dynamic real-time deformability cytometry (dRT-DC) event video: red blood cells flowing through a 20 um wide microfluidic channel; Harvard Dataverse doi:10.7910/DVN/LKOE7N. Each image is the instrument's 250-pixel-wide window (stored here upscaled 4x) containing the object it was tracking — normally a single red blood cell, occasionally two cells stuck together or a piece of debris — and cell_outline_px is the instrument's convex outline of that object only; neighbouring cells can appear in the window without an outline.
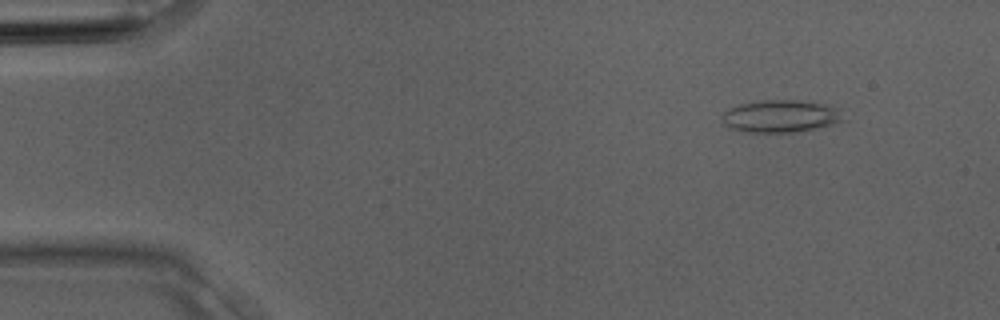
{"species": "Egyptian fruit bat (a non-hibernating species)", "species_latin": "Rousettus aegyptiacus", "temperature_condition": "room temperature", "stored_images_in_passage": 4, "camera_frame_rate_fps": 3000, "um_per_image_px": 0.085, "animal": {"sex": "male"}, "frame": {"image": 1, "passage_image": 2, "time_ms": 0.333, "image_size_px": [1000, 320], "cell_outline_px": [[848, 120], [836, 124], [820, 128], [800, 132], [748, 132], [728, 128], [724, 124], [720, 116], [728, 108], [740, 104], [764, 100], [800, 100], [832, 104], [840, 108]], "centroid_in_image_um": [66.47, 9.88], "position_along_channel_um": 18.5, "area_um2": 23.76}}